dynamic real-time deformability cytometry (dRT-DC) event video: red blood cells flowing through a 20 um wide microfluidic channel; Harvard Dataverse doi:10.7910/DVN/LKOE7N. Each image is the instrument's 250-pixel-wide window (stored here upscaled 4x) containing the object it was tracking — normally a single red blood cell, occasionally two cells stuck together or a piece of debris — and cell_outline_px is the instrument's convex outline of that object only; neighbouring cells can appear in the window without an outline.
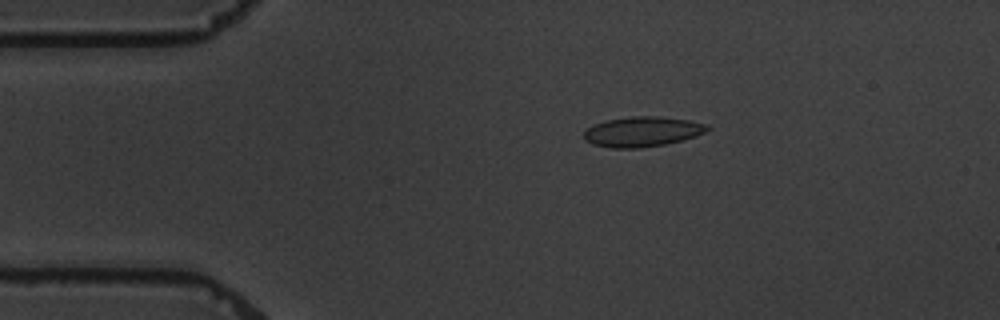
{"species": "common noctule bat (a hibernating species)", "species_latin": "Nyctalus noctula", "temperature_condition": "warm", "stored_images_in_passage": 10, "camera_frame_rate_fps": 3000, "um_per_image_px": 0.085, "animal": {"sex": "male", "body_mass_g": 19.5, "forearm_length_mm": 54.6}, "frame": {"image": 1, "passage_image": 3, "time_ms": 2.333, "image_size_px": [1000, 320], "cell_outline_px": [[712, 128], [696, 136], [664, 144], [640, 148], [612, 148], [592, 144], [584, 140], [584, 132], [588, 128], [604, 120], [632, 116], [656, 116], [688, 120], [704, 124]], "centroid_in_image_um": [54.56, 11.19], "position_along_channel_um": 30.4, "area_um2": 21.44}}
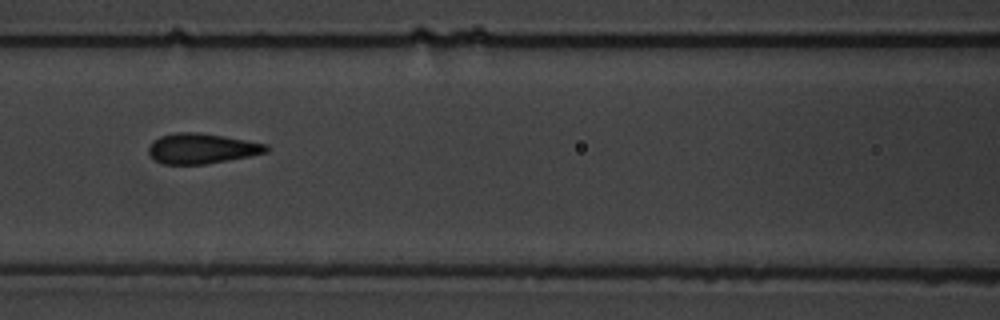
{"frame": {"image": 2, "passage_image": 7, "time_ms": 7.0, "image_size_px": [1000, 320], "cell_outline_px": [[268, 152], [248, 156], [204, 164], [164, 164], [156, 160], [148, 152], [148, 148], [152, 140], [160, 136], [176, 132], [200, 132], [224, 136], [268, 144]], "centroid_in_image_um": [17.13, 12.61], "position_along_channel_um": 149.5, "area_um2": 20.63}}
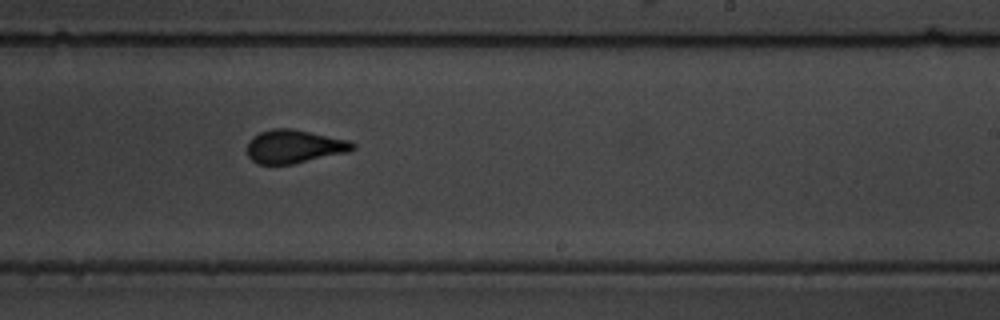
{"frame": {"image": 3, "passage_image": 10, "time_ms": 10.333, "image_size_px": [1000, 320], "cell_outline_px": [[356, 148], [348, 152], [292, 164], [260, 164], [252, 160], [248, 156], [248, 140], [252, 136], [260, 132], [272, 128], [292, 128], [348, 140], [356, 144]], "centroid_in_image_um": [25.0, 12.44], "position_along_channel_um": 264.0, "area_um2": 20.52}}